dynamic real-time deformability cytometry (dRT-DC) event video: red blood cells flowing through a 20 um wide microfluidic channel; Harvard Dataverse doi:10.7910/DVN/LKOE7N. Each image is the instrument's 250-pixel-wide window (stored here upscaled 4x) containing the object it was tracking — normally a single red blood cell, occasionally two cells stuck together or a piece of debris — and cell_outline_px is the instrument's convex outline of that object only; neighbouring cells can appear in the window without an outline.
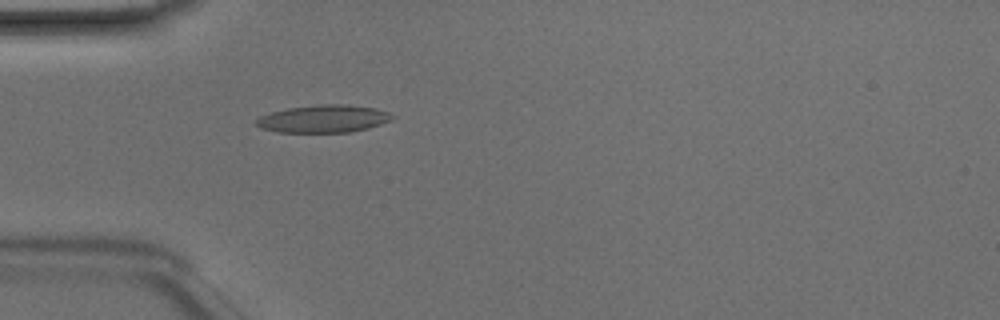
{"species": "Egyptian fruit bat (a non-hibernating species)", "species_latin": "Rousettus aegyptiacus", "temperature_condition": "room temperature", "stored_images_in_passage": 25, "camera_frame_rate_fps": 3000, "um_per_image_px": 0.085, "animal": {"sex": "male"}, "frame": {"image": 1, "passage_image": 14, "time_ms": 4.333, "image_size_px": [1000, 320], "cell_outline_px": [[396, 116], [392, 120], [368, 128], [352, 132], [276, 132], [260, 128], [256, 124], [256, 120], [260, 116], [272, 112], [288, 108], [324, 104], [348, 104], [376, 108], [388, 112]], "centroid_in_image_um": [27.53, 10.09], "position_along_channel_um": 57.5, "area_um2": 21.91}}
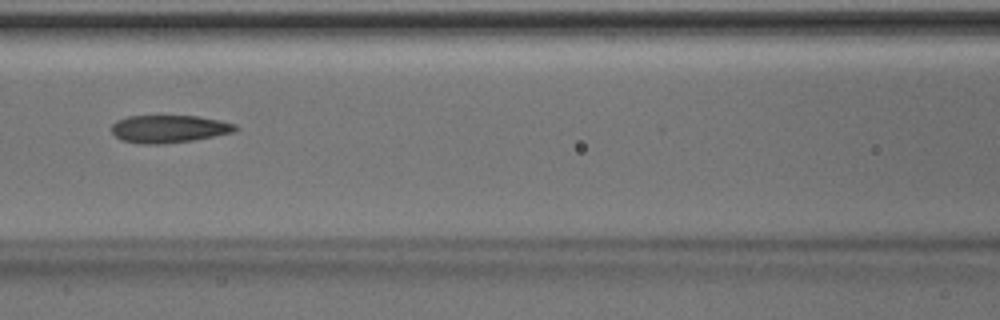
{"frame": {"image": 2, "passage_image": 21, "time_ms": 6.667, "image_size_px": [1000, 320], "cell_outline_px": [[240, 128], [232, 132], [192, 140], [164, 144], [140, 144], [120, 140], [112, 132], [112, 124], [116, 120], [128, 116], [196, 116], [220, 120], [236, 124]], "centroid_in_image_um": [14.33, 10.95], "position_along_channel_um": 152.3, "area_um2": 19.94}}
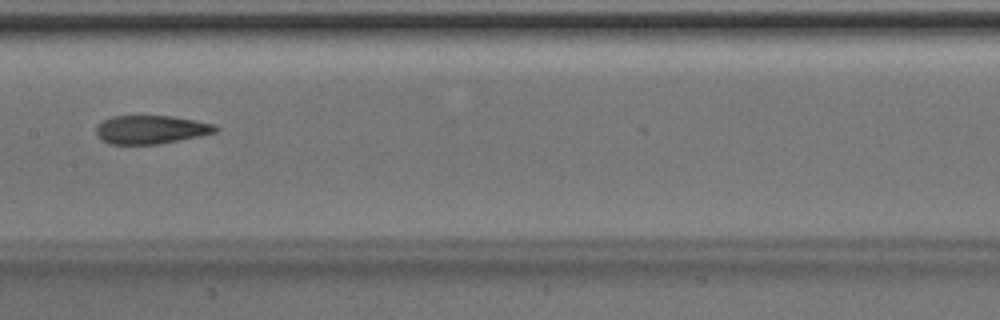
{"frame": {"image": 3, "passage_image": 24, "time_ms": 7.667, "image_size_px": [1000, 320], "cell_outline_px": [[220, 128], [216, 132], [200, 136], [160, 144], [108, 144], [100, 140], [96, 132], [96, 128], [104, 120], [112, 116], [172, 116], [196, 120], [216, 124]], "centroid_in_image_um": [12.86, 11.02], "position_along_channel_um": 194.5, "area_um2": 19.94}}